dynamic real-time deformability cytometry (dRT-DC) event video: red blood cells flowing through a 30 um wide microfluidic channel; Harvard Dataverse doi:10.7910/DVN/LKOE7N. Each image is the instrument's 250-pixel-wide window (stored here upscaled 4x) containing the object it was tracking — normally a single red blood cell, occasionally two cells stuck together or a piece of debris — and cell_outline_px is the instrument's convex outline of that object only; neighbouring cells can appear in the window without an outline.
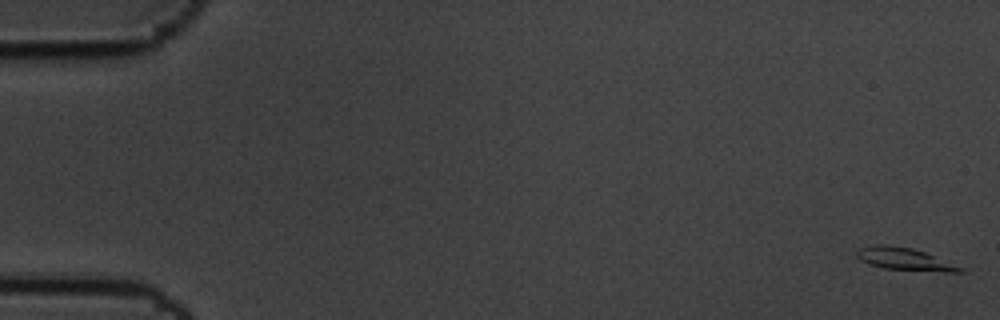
{"species": "common noctule bat (a hibernating species)", "species_latin": "Nyctalus noctula", "temperature_condition": "cold", "stored_images_in_passage": 5, "camera_frame_rate_fps": 3000, "um_per_image_px": 0.085, "animal": {"sex": "male", "body_mass_g": 19.5, "forearm_length_mm": 54.6}, "frame": {"image": 1, "passage_image": 1, "time_ms": 0.0, "image_size_px": [1000, 320], "cell_outline_px": [[964, 272], [944, 272], [884, 268], [868, 264], [860, 260], [856, 256], [856, 252], [860, 248], [876, 244], [884, 244], [912, 248], [924, 252], [964, 268]], "centroid_in_image_um": [76.86, 22.02], "position_along_channel_um": 8.1, "area_um2": 13.35}}
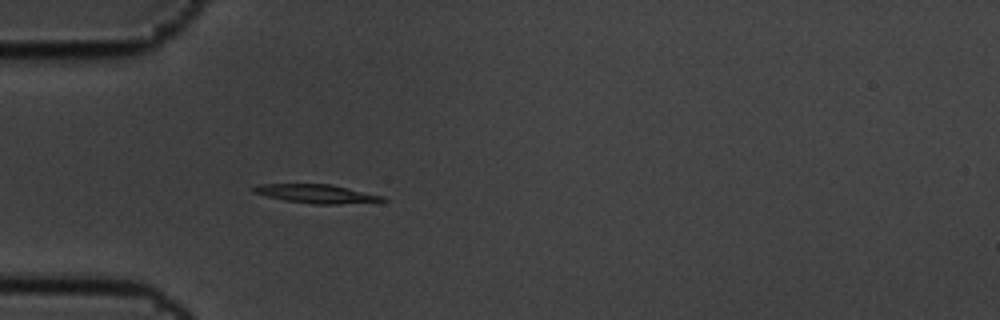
{"frame": {"image": 2, "passage_image": 5, "time_ms": 1.333, "image_size_px": [1000, 320], "cell_outline_px": [[388, 200], [336, 204], [312, 204], [284, 200], [252, 192], [252, 188], [260, 184], [332, 184], [384, 196]], "centroid_in_image_um": [26.89, 16.46], "position_along_channel_um": 58.1, "area_um2": 13.87}}